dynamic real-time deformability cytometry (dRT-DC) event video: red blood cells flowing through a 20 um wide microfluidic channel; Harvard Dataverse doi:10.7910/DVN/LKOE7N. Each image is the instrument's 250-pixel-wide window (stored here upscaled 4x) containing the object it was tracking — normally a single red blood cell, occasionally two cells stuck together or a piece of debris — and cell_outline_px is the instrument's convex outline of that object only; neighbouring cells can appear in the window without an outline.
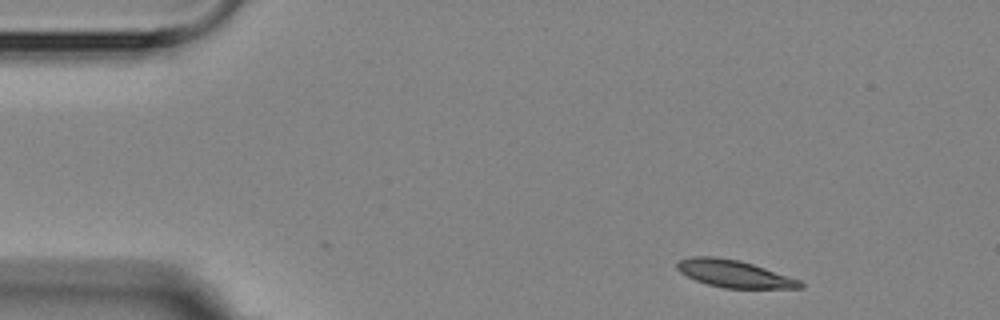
{"species": "Egyptian fruit bat (a non-hibernating species)", "species_latin": "Rousettus aegyptiacus", "temperature_condition": "room temperature", "stored_images_in_passage": 3, "camera_frame_rate_fps": 3000, "um_per_image_px": 0.085, "animal": {"sex": "female"}, "frame": {"image": 1, "passage_image": 1, "time_ms": 0.0, "image_size_px": [1000, 320], "cell_outline_px": [[804, 288], [724, 288], [708, 284], [696, 280], [680, 272], [676, 268], [676, 264], [680, 260], [692, 256], [716, 256], [740, 260], [800, 280], [804, 284]], "centroid_in_image_um": [62.39, 23.26], "position_along_channel_um": 22.6, "area_um2": 19.42}}